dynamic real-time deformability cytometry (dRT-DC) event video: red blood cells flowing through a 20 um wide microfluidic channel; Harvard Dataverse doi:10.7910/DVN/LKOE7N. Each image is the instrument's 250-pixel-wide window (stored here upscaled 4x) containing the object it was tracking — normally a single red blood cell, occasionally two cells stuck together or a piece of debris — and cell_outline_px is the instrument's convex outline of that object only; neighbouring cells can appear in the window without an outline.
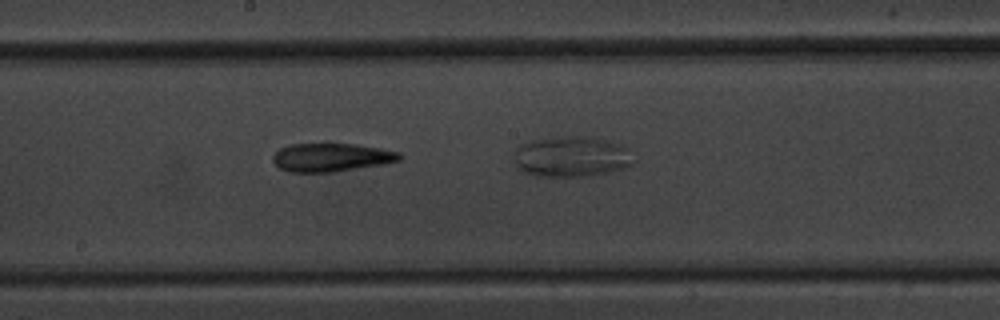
{"species": "common noctule bat (a hibernating species)", "species_latin": "Nyctalus noctula", "temperature_condition": "warm", "stored_images_in_passage": 19, "camera_frame_rate_fps": 3000, "um_per_image_px": 0.085, "animal": {"sex": "male", "body_mass_g": 20.1, "forearm_length_mm": 53.5}, "frame": {"image": 1, "passage_image": 11, "time_ms": 3.333, "image_size_px": [1000, 320], "cell_outline_px": [[400, 160], [384, 164], [336, 172], [288, 172], [280, 168], [272, 160], [272, 156], [280, 148], [288, 144], [324, 140], [328, 140], [356, 144], [380, 148], [400, 152]], "centroid_in_image_um": [28.12, 13.32], "position_along_channel_um": 220.1, "area_um2": 22.02}}
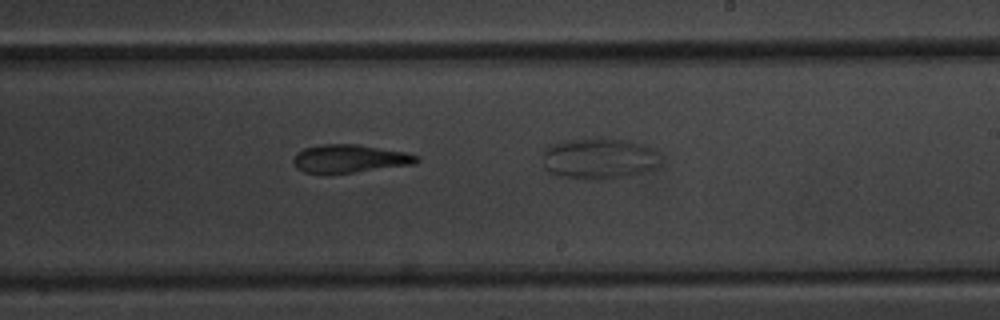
{"frame": {"image": 2, "passage_image": 14, "time_ms": 4.333, "image_size_px": [1000, 320], "cell_outline_px": [[420, 160], [416, 164], [332, 176], [324, 176], [304, 172], [296, 168], [292, 160], [296, 152], [304, 148], [320, 144], [360, 144], [404, 152], [420, 156]], "centroid_in_image_um": [29.69, 13.53], "position_along_channel_um": 259.3, "area_um2": 21.21}}